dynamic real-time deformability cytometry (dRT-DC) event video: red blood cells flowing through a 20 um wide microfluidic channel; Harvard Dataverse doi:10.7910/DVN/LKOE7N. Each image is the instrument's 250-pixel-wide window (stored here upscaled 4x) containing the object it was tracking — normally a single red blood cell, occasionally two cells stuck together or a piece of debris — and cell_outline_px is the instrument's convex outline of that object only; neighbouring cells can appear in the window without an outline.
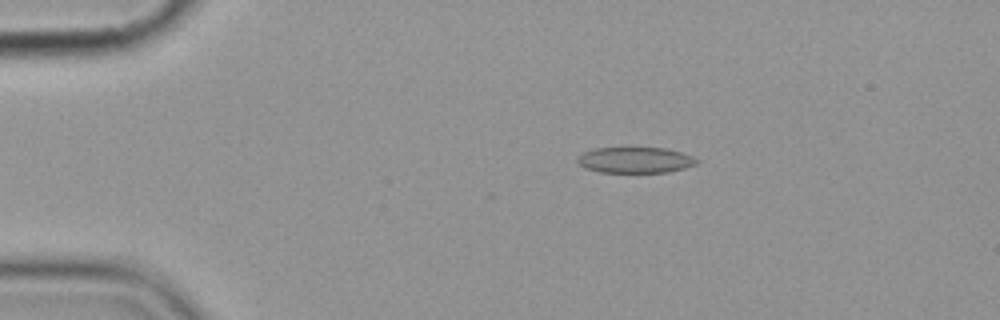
{"species": "common noctule bat (a hibernating species)", "species_latin": "Nyctalus noctula", "temperature_condition": "cold", "stored_images_in_passage": 10, "camera_frame_rate_fps": 3000, "um_per_image_px": 0.085, "animal": {"sex": "female", "body_mass_g": 19.9}, "frame": {"image": 1, "passage_image": 2, "time_ms": 1.333, "image_size_px": [1000, 320], "cell_outline_px": [[700, 160], [696, 164], [684, 168], [668, 172], [600, 172], [584, 168], [576, 160], [584, 152], [596, 148], [664, 148], [680, 152], [692, 156]], "centroid_in_image_um": [54.0, 13.61], "position_along_channel_um": 31.0, "area_um2": 17.8}}
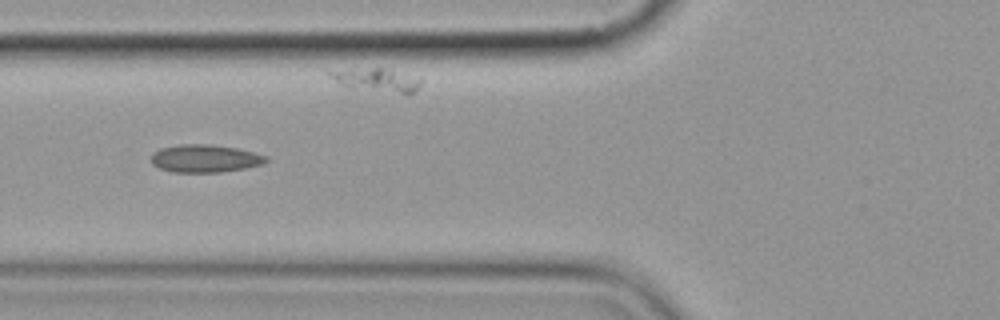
{"frame": {"image": 2, "passage_image": 5, "time_ms": 5.0, "image_size_px": [1000, 320], "cell_outline_px": [[268, 160], [260, 164], [244, 168], [220, 172], [172, 172], [160, 168], [152, 164], [152, 152], [160, 148], [180, 144], [208, 144], [236, 148], [268, 156]], "centroid_in_image_um": [17.38, 13.46], "position_along_channel_um": 108.4, "area_um2": 18.44}}
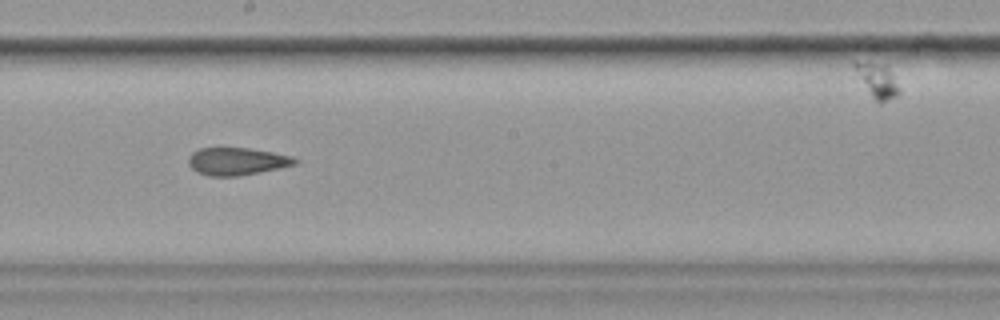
{"frame": {"image": 3, "passage_image": 8, "time_ms": 8.333, "image_size_px": [1000, 320], "cell_outline_px": [[300, 160], [296, 164], [280, 168], [260, 172], [236, 176], [208, 176], [196, 172], [188, 164], [188, 156], [192, 152], [200, 148], [248, 148], [272, 152], [292, 156]], "centroid_in_image_um": [20.13, 13.71], "position_along_channel_um": 228.1, "area_um2": 17.17}}